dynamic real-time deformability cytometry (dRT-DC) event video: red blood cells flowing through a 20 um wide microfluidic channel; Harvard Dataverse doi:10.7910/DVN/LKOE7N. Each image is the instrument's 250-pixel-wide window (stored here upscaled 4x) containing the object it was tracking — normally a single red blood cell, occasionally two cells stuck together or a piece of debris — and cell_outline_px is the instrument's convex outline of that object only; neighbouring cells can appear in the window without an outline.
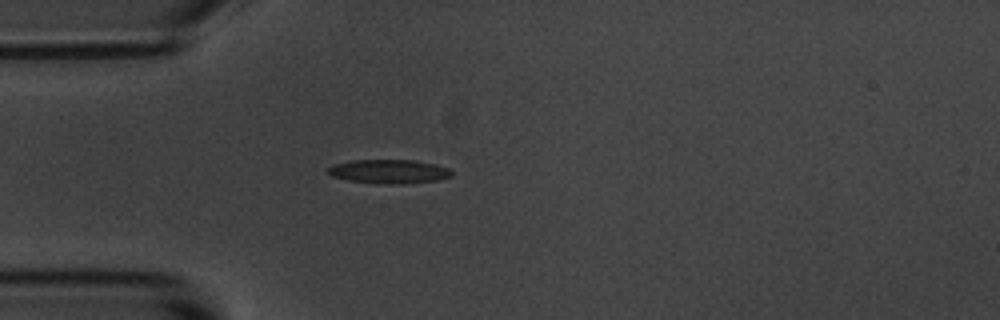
{"species": "common noctule bat (a hibernating species)", "species_latin": "Nyctalus noctula", "temperature_condition": "room temperature", "stored_images_in_passage": 1, "camera_frame_rate_fps": 3000, "um_per_image_px": 0.085, "animal": {"sex": "male", "body_mass_g": 20.1, "forearm_length_mm": 53.5}, "frame": {"image": 1, "passage_image": 1, "time_ms": 0.0, "image_size_px": [1000, 320], "cell_outline_px": [[452, 176], [436, 180], [404, 184], [376, 184], [348, 180], [332, 176], [328, 172], [328, 168], [332, 164], [352, 160], [416, 160], [436, 164], [448, 168], [452, 172]], "centroid_in_image_um": [33.06, 14.57], "position_along_channel_um": 51.9, "area_um2": 17.4}}